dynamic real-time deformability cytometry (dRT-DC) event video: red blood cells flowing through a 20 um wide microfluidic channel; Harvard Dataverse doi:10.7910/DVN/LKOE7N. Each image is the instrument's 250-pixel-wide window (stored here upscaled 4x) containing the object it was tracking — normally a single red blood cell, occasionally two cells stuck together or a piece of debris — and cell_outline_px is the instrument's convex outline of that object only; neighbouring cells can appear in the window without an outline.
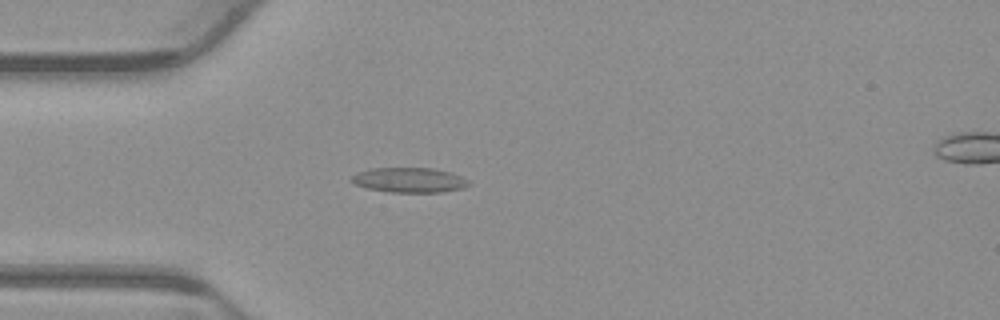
{"species": "common noctule bat (a hibernating species)", "species_latin": "Nyctalus noctula", "temperature_condition": "warm", "stored_images_in_passage": 52, "camera_frame_rate_fps": 3000, "um_per_image_px": 0.085, "animal": {"sex": "male", "body_mass_g": 23.1, "forearm_length_mm": 52.7}, "frame": {"image": 1, "passage_image": 13, "time_ms": 4.0, "image_size_px": [1000, 320], "cell_outline_px": [[468, 184], [464, 188], [444, 192], [388, 192], [368, 188], [356, 184], [348, 180], [356, 172], [372, 168], [432, 168], [452, 172], [468, 180]], "centroid_in_image_um": [34.77, 15.3], "position_along_channel_um": 50.2, "area_um2": 17.05}}
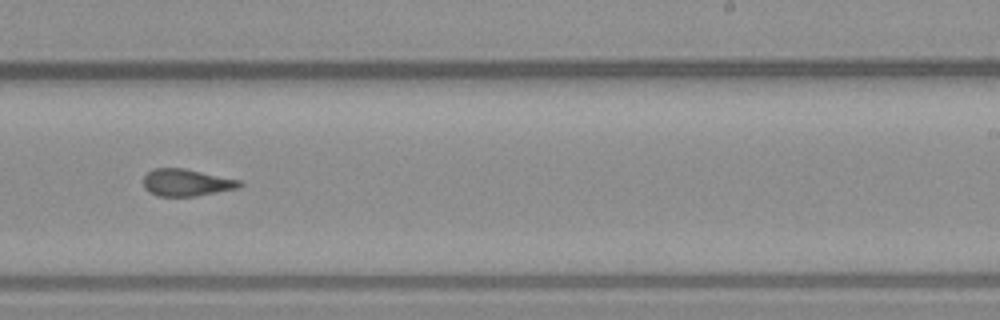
{"frame": {"image": 2, "passage_image": 31, "time_ms": 10.0, "image_size_px": [1000, 320], "cell_outline_px": [[244, 184], [236, 188], [196, 196], [156, 196], [148, 192], [144, 188], [144, 176], [152, 168], [184, 168], [240, 180]], "centroid_in_image_um": [15.81, 15.52], "position_along_channel_um": 273.2, "area_um2": 15.14}}
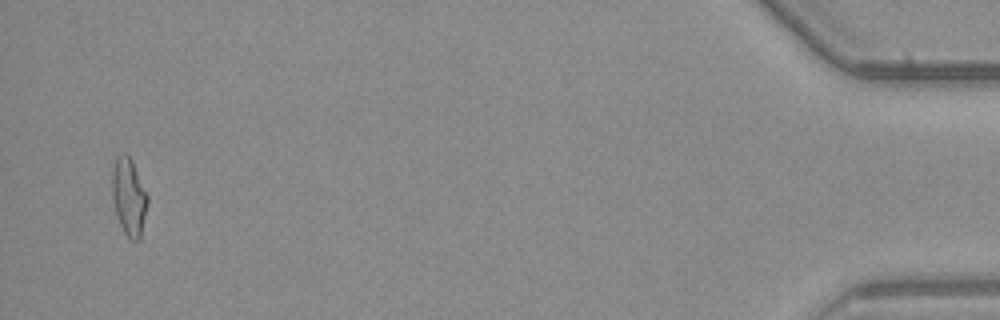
{"frame": {"image": 3, "passage_image": 50, "time_ms": 16.333, "image_size_px": [1000, 320], "cell_outline_px": [[148, 204], [140, 240], [132, 240], [124, 232], [120, 224], [112, 200], [112, 172], [116, 156], [124, 152], [132, 160], [148, 196]], "centroid_in_image_um": [10.96, 16.72], "position_along_channel_um": 424.2, "area_um2": 15.95}, "authors_computed_cell_mechanics": {"area_um2": 15.895, "velocity_mm_per_s": 3.8614, "shape_relaxation_time_tau1_ms": null, "shape_relaxation_time_tau2_ms": 2.0543, "deformation_change_tau1": null, "deformation_change_tau2": 0.0899}}